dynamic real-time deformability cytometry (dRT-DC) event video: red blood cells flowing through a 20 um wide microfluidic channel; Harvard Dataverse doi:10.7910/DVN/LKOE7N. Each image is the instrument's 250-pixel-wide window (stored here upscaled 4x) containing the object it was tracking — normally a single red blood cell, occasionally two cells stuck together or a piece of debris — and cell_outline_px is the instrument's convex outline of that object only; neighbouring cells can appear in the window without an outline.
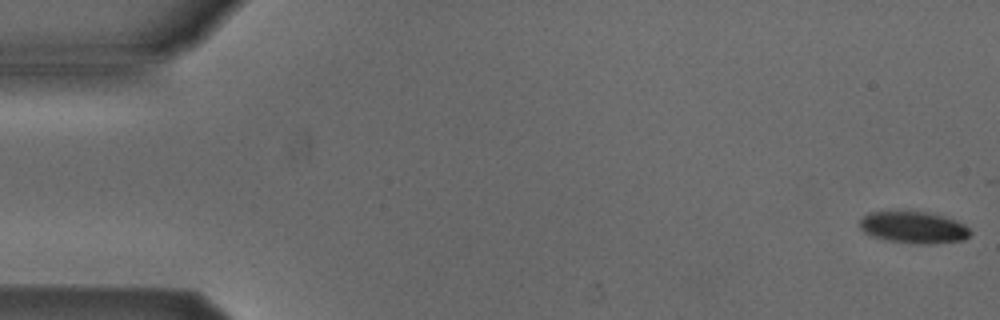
{"species": "Egyptian fruit bat (a non-hibernating species)", "species_latin": "Rousettus aegyptiacus", "temperature_condition": "cold", "stored_images_in_passage": 19, "camera_frame_rate_fps": 3000, "um_per_image_px": 0.085, "animal": {"sex": "male"}, "frame": {"image": 1, "passage_image": 1, "time_ms": 0.0, "image_size_px": [1000, 320], "cell_outline_px": [[972, 232], [964, 240], [928, 244], [916, 244], [888, 240], [872, 236], [864, 232], [860, 228], [860, 220], [868, 212], [928, 212], [944, 216], [956, 220], [964, 224]], "centroid_in_image_um": [77.67, 19.33], "position_along_channel_um": 7.3, "area_um2": 20.35}}